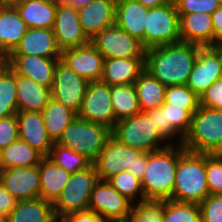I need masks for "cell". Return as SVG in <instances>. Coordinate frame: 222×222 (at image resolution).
<instances>
[{
	"label": "cell",
	"instance_id": "obj_4",
	"mask_svg": "<svg viewBox=\"0 0 222 222\" xmlns=\"http://www.w3.org/2000/svg\"><path fill=\"white\" fill-rule=\"evenodd\" d=\"M182 146L192 153L222 154V109L199 106Z\"/></svg>",
	"mask_w": 222,
	"mask_h": 222
},
{
	"label": "cell",
	"instance_id": "obj_23",
	"mask_svg": "<svg viewBox=\"0 0 222 222\" xmlns=\"http://www.w3.org/2000/svg\"><path fill=\"white\" fill-rule=\"evenodd\" d=\"M179 25L182 42L213 46L212 15L203 12L179 14Z\"/></svg>",
	"mask_w": 222,
	"mask_h": 222
},
{
	"label": "cell",
	"instance_id": "obj_26",
	"mask_svg": "<svg viewBox=\"0 0 222 222\" xmlns=\"http://www.w3.org/2000/svg\"><path fill=\"white\" fill-rule=\"evenodd\" d=\"M40 178V197L54 202L67 185L71 173L64 170L45 156L38 165Z\"/></svg>",
	"mask_w": 222,
	"mask_h": 222
},
{
	"label": "cell",
	"instance_id": "obj_34",
	"mask_svg": "<svg viewBox=\"0 0 222 222\" xmlns=\"http://www.w3.org/2000/svg\"><path fill=\"white\" fill-rule=\"evenodd\" d=\"M17 112L16 73L6 63L0 70V118Z\"/></svg>",
	"mask_w": 222,
	"mask_h": 222
},
{
	"label": "cell",
	"instance_id": "obj_48",
	"mask_svg": "<svg viewBox=\"0 0 222 222\" xmlns=\"http://www.w3.org/2000/svg\"><path fill=\"white\" fill-rule=\"evenodd\" d=\"M17 202L0 182V214L8 216L16 207Z\"/></svg>",
	"mask_w": 222,
	"mask_h": 222
},
{
	"label": "cell",
	"instance_id": "obj_40",
	"mask_svg": "<svg viewBox=\"0 0 222 222\" xmlns=\"http://www.w3.org/2000/svg\"><path fill=\"white\" fill-rule=\"evenodd\" d=\"M160 108L166 110L167 121L181 134L180 144L183 143L184 136L189 132L192 120V114L187 110L164 102Z\"/></svg>",
	"mask_w": 222,
	"mask_h": 222
},
{
	"label": "cell",
	"instance_id": "obj_25",
	"mask_svg": "<svg viewBox=\"0 0 222 222\" xmlns=\"http://www.w3.org/2000/svg\"><path fill=\"white\" fill-rule=\"evenodd\" d=\"M27 30L15 7L0 6V52L5 57L16 48Z\"/></svg>",
	"mask_w": 222,
	"mask_h": 222
},
{
	"label": "cell",
	"instance_id": "obj_11",
	"mask_svg": "<svg viewBox=\"0 0 222 222\" xmlns=\"http://www.w3.org/2000/svg\"><path fill=\"white\" fill-rule=\"evenodd\" d=\"M91 43L104 59L145 58V49L141 42L116 24L97 33L91 38Z\"/></svg>",
	"mask_w": 222,
	"mask_h": 222
},
{
	"label": "cell",
	"instance_id": "obj_24",
	"mask_svg": "<svg viewBox=\"0 0 222 222\" xmlns=\"http://www.w3.org/2000/svg\"><path fill=\"white\" fill-rule=\"evenodd\" d=\"M144 70L145 58L105 59L101 81L110 86L134 84Z\"/></svg>",
	"mask_w": 222,
	"mask_h": 222
},
{
	"label": "cell",
	"instance_id": "obj_27",
	"mask_svg": "<svg viewBox=\"0 0 222 222\" xmlns=\"http://www.w3.org/2000/svg\"><path fill=\"white\" fill-rule=\"evenodd\" d=\"M16 90L18 111L41 112L52 98L51 89L19 74H16Z\"/></svg>",
	"mask_w": 222,
	"mask_h": 222
},
{
	"label": "cell",
	"instance_id": "obj_43",
	"mask_svg": "<svg viewBox=\"0 0 222 222\" xmlns=\"http://www.w3.org/2000/svg\"><path fill=\"white\" fill-rule=\"evenodd\" d=\"M199 208L201 222H222V195H208Z\"/></svg>",
	"mask_w": 222,
	"mask_h": 222
},
{
	"label": "cell",
	"instance_id": "obj_39",
	"mask_svg": "<svg viewBox=\"0 0 222 222\" xmlns=\"http://www.w3.org/2000/svg\"><path fill=\"white\" fill-rule=\"evenodd\" d=\"M109 184L114 187L122 196H125L128 200L132 201L136 197L137 193H141L140 201H144V193L141 187V180L130 173L128 170L119 172L118 174L110 177Z\"/></svg>",
	"mask_w": 222,
	"mask_h": 222
},
{
	"label": "cell",
	"instance_id": "obj_17",
	"mask_svg": "<svg viewBox=\"0 0 222 222\" xmlns=\"http://www.w3.org/2000/svg\"><path fill=\"white\" fill-rule=\"evenodd\" d=\"M60 60L89 82L102 78L105 59L91 42L61 51Z\"/></svg>",
	"mask_w": 222,
	"mask_h": 222
},
{
	"label": "cell",
	"instance_id": "obj_32",
	"mask_svg": "<svg viewBox=\"0 0 222 222\" xmlns=\"http://www.w3.org/2000/svg\"><path fill=\"white\" fill-rule=\"evenodd\" d=\"M41 113L48 136L53 142L60 138L67 125L77 117V113L53 98L48 101Z\"/></svg>",
	"mask_w": 222,
	"mask_h": 222
},
{
	"label": "cell",
	"instance_id": "obj_12",
	"mask_svg": "<svg viewBox=\"0 0 222 222\" xmlns=\"http://www.w3.org/2000/svg\"><path fill=\"white\" fill-rule=\"evenodd\" d=\"M88 83L89 81L79 76L59 59L51 88V97L78 113Z\"/></svg>",
	"mask_w": 222,
	"mask_h": 222
},
{
	"label": "cell",
	"instance_id": "obj_30",
	"mask_svg": "<svg viewBox=\"0 0 222 222\" xmlns=\"http://www.w3.org/2000/svg\"><path fill=\"white\" fill-rule=\"evenodd\" d=\"M44 156L18 139L0 151L1 169L38 166Z\"/></svg>",
	"mask_w": 222,
	"mask_h": 222
},
{
	"label": "cell",
	"instance_id": "obj_7",
	"mask_svg": "<svg viewBox=\"0 0 222 222\" xmlns=\"http://www.w3.org/2000/svg\"><path fill=\"white\" fill-rule=\"evenodd\" d=\"M112 136L124 145L144 153L156 152L172 146L169 143L162 148L157 146L162 139L152 119L145 112L117 121L112 129Z\"/></svg>",
	"mask_w": 222,
	"mask_h": 222
},
{
	"label": "cell",
	"instance_id": "obj_35",
	"mask_svg": "<svg viewBox=\"0 0 222 222\" xmlns=\"http://www.w3.org/2000/svg\"><path fill=\"white\" fill-rule=\"evenodd\" d=\"M48 158L70 173L82 171L92 165V162L85 156L55 142L50 149Z\"/></svg>",
	"mask_w": 222,
	"mask_h": 222
},
{
	"label": "cell",
	"instance_id": "obj_16",
	"mask_svg": "<svg viewBox=\"0 0 222 222\" xmlns=\"http://www.w3.org/2000/svg\"><path fill=\"white\" fill-rule=\"evenodd\" d=\"M60 57L36 55H8L7 65L16 73L49 89L53 86L56 66Z\"/></svg>",
	"mask_w": 222,
	"mask_h": 222
},
{
	"label": "cell",
	"instance_id": "obj_53",
	"mask_svg": "<svg viewBox=\"0 0 222 222\" xmlns=\"http://www.w3.org/2000/svg\"><path fill=\"white\" fill-rule=\"evenodd\" d=\"M6 64V57L0 52V70L5 66Z\"/></svg>",
	"mask_w": 222,
	"mask_h": 222
},
{
	"label": "cell",
	"instance_id": "obj_41",
	"mask_svg": "<svg viewBox=\"0 0 222 222\" xmlns=\"http://www.w3.org/2000/svg\"><path fill=\"white\" fill-rule=\"evenodd\" d=\"M206 180L209 195H222V154H206Z\"/></svg>",
	"mask_w": 222,
	"mask_h": 222
},
{
	"label": "cell",
	"instance_id": "obj_21",
	"mask_svg": "<svg viewBox=\"0 0 222 222\" xmlns=\"http://www.w3.org/2000/svg\"><path fill=\"white\" fill-rule=\"evenodd\" d=\"M9 55H36L39 57H60L53 29L28 28L19 44Z\"/></svg>",
	"mask_w": 222,
	"mask_h": 222
},
{
	"label": "cell",
	"instance_id": "obj_10",
	"mask_svg": "<svg viewBox=\"0 0 222 222\" xmlns=\"http://www.w3.org/2000/svg\"><path fill=\"white\" fill-rule=\"evenodd\" d=\"M77 117L113 129L117 121L112 110L111 86L101 80L89 82Z\"/></svg>",
	"mask_w": 222,
	"mask_h": 222
},
{
	"label": "cell",
	"instance_id": "obj_8",
	"mask_svg": "<svg viewBox=\"0 0 222 222\" xmlns=\"http://www.w3.org/2000/svg\"><path fill=\"white\" fill-rule=\"evenodd\" d=\"M98 181L93 164L87 169L71 173L67 185L52 203L56 218L60 220L67 214L88 209L92 191Z\"/></svg>",
	"mask_w": 222,
	"mask_h": 222
},
{
	"label": "cell",
	"instance_id": "obj_6",
	"mask_svg": "<svg viewBox=\"0 0 222 222\" xmlns=\"http://www.w3.org/2000/svg\"><path fill=\"white\" fill-rule=\"evenodd\" d=\"M111 136L109 127L76 117L55 143L72 149L93 163Z\"/></svg>",
	"mask_w": 222,
	"mask_h": 222
},
{
	"label": "cell",
	"instance_id": "obj_13",
	"mask_svg": "<svg viewBox=\"0 0 222 222\" xmlns=\"http://www.w3.org/2000/svg\"><path fill=\"white\" fill-rule=\"evenodd\" d=\"M108 181L99 180L92 191L88 209L93 210L109 222H125L132 205Z\"/></svg>",
	"mask_w": 222,
	"mask_h": 222
},
{
	"label": "cell",
	"instance_id": "obj_55",
	"mask_svg": "<svg viewBox=\"0 0 222 222\" xmlns=\"http://www.w3.org/2000/svg\"><path fill=\"white\" fill-rule=\"evenodd\" d=\"M0 222H8V216L0 214Z\"/></svg>",
	"mask_w": 222,
	"mask_h": 222
},
{
	"label": "cell",
	"instance_id": "obj_22",
	"mask_svg": "<svg viewBox=\"0 0 222 222\" xmlns=\"http://www.w3.org/2000/svg\"><path fill=\"white\" fill-rule=\"evenodd\" d=\"M148 8L136 0H117L116 25L141 42L144 48V34Z\"/></svg>",
	"mask_w": 222,
	"mask_h": 222
},
{
	"label": "cell",
	"instance_id": "obj_2",
	"mask_svg": "<svg viewBox=\"0 0 222 222\" xmlns=\"http://www.w3.org/2000/svg\"><path fill=\"white\" fill-rule=\"evenodd\" d=\"M179 143L177 149H165L148 153V165L141 179L145 200H172L178 158L185 152Z\"/></svg>",
	"mask_w": 222,
	"mask_h": 222
},
{
	"label": "cell",
	"instance_id": "obj_45",
	"mask_svg": "<svg viewBox=\"0 0 222 222\" xmlns=\"http://www.w3.org/2000/svg\"><path fill=\"white\" fill-rule=\"evenodd\" d=\"M19 139L16 115L0 118V151Z\"/></svg>",
	"mask_w": 222,
	"mask_h": 222
},
{
	"label": "cell",
	"instance_id": "obj_46",
	"mask_svg": "<svg viewBox=\"0 0 222 222\" xmlns=\"http://www.w3.org/2000/svg\"><path fill=\"white\" fill-rule=\"evenodd\" d=\"M199 106L209 109H222V77L199 96Z\"/></svg>",
	"mask_w": 222,
	"mask_h": 222
},
{
	"label": "cell",
	"instance_id": "obj_36",
	"mask_svg": "<svg viewBox=\"0 0 222 222\" xmlns=\"http://www.w3.org/2000/svg\"><path fill=\"white\" fill-rule=\"evenodd\" d=\"M164 215L165 200L138 201L125 222H163Z\"/></svg>",
	"mask_w": 222,
	"mask_h": 222
},
{
	"label": "cell",
	"instance_id": "obj_38",
	"mask_svg": "<svg viewBox=\"0 0 222 222\" xmlns=\"http://www.w3.org/2000/svg\"><path fill=\"white\" fill-rule=\"evenodd\" d=\"M165 102L187 109L192 115L199 108V97L187 85L168 86L165 91Z\"/></svg>",
	"mask_w": 222,
	"mask_h": 222
},
{
	"label": "cell",
	"instance_id": "obj_52",
	"mask_svg": "<svg viewBox=\"0 0 222 222\" xmlns=\"http://www.w3.org/2000/svg\"><path fill=\"white\" fill-rule=\"evenodd\" d=\"M24 0H0V6L15 7L17 4L22 3Z\"/></svg>",
	"mask_w": 222,
	"mask_h": 222
},
{
	"label": "cell",
	"instance_id": "obj_50",
	"mask_svg": "<svg viewBox=\"0 0 222 222\" xmlns=\"http://www.w3.org/2000/svg\"><path fill=\"white\" fill-rule=\"evenodd\" d=\"M140 2L144 7L153 8L161 5L172 3L173 0H136Z\"/></svg>",
	"mask_w": 222,
	"mask_h": 222
},
{
	"label": "cell",
	"instance_id": "obj_29",
	"mask_svg": "<svg viewBox=\"0 0 222 222\" xmlns=\"http://www.w3.org/2000/svg\"><path fill=\"white\" fill-rule=\"evenodd\" d=\"M52 202L41 197L18 201L8 215V222H57Z\"/></svg>",
	"mask_w": 222,
	"mask_h": 222
},
{
	"label": "cell",
	"instance_id": "obj_15",
	"mask_svg": "<svg viewBox=\"0 0 222 222\" xmlns=\"http://www.w3.org/2000/svg\"><path fill=\"white\" fill-rule=\"evenodd\" d=\"M53 32L61 51L91 42L80 24L78 10L68 4L57 5Z\"/></svg>",
	"mask_w": 222,
	"mask_h": 222
},
{
	"label": "cell",
	"instance_id": "obj_33",
	"mask_svg": "<svg viewBox=\"0 0 222 222\" xmlns=\"http://www.w3.org/2000/svg\"><path fill=\"white\" fill-rule=\"evenodd\" d=\"M111 103L116 121L132 117L141 112L134 84L112 85Z\"/></svg>",
	"mask_w": 222,
	"mask_h": 222
},
{
	"label": "cell",
	"instance_id": "obj_42",
	"mask_svg": "<svg viewBox=\"0 0 222 222\" xmlns=\"http://www.w3.org/2000/svg\"><path fill=\"white\" fill-rule=\"evenodd\" d=\"M178 14L212 13L221 6L217 0H173Z\"/></svg>",
	"mask_w": 222,
	"mask_h": 222
},
{
	"label": "cell",
	"instance_id": "obj_37",
	"mask_svg": "<svg viewBox=\"0 0 222 222\" xmlns=\"http://www.w3.org/2000/svg\"><path fill=\"white\" fill-rule=\"evenodd\" d=\"M163 222H201L199 204L165 200Z\"/></svg>",
	"mask_w": 222,
	"mask_h": 222
},
{
	"label": "cell",
	"instance_id": "obj_3",
	"mask_svg": "<svg viewBox=\"0 0 222 222\" xmlns=\"http://www.w3.org/2000/svg\"><path fill=\"white\" fill-rule=\"evenodd\" d=\"M208 195L206 154L185 151L178 158L172 200L200 204Z\"/></svg>",
	"mask_w": 222,
	"mask_h": 222
},
{
	"label": "cell",
	"instance_id": "obj_5",
	"mask_svg": "<svg viewBox=\"0 0 222 222\" xmlns=\"http://www.w3.org/2000/svg\"><path fill=\"white\" fill-rule=\"evenodd\" d=\"M92 164L99 180L107 181L124 170H128L141 180L148 165V153L128 147L111 136Z\"/></svg>",
	"mask_w": 222,
	"mask_h": 222
},
{
	"label": "cell",
	"instance_id": "obj_51",
	"mask_svg": "<svg viewBox=\"0 0 222 222\" xmlns=\"http://www.w3.org/2000/svg\"><path fill=\"white\" fill-rule=\"evenodd\" d=\"M92 0H69L68 5L76 8L77 10L87 6Z\"/></svg>",
	"mask_w": 222,
	"mask_h": 222
},
{
	"label": "cell",
	"instance_id": "obj_47",
	"mask_svg": "<svg viewBox=\"0 0 222 222\" xmlns=\"http://www.w3.org/2000/svg\"><path fill=\"white\" fill-rule=\"evenodd\" d=\"M61 222H109L91 209L67 214L61 218Z\"/></svg>",
	"mask_w": 222,
	"mask_h": 222
},
{
	"label": "cell",
	"instance_id": "obj_18",
	"mask_svg": "<svg viewBox=\"0 0 222 222\" xmlns=\"http://www.w3.org/2000/svg\"><path fill=\"white\" fill-rule=\"evenodd\" d=\"M0 182L17 201L40 197L38 166L2 169Z\"/></svg>",
	"mask_w": 222,
	"mask_h": 222
},
{
	"label": "cell",
	"instance_id": "obj_54",
	"mask_svg": "<svg viewBox=\"0 0 222 222\" xmlns=\"http://www.w3.org/2000/svg\"><path fill=\"white\" fill-rule=\"evenodd\" d=\"M52 2H54L56 5H64V4H68L69 0H51Z\"/></svg>",
	"mask_w": 222,
	"mask_h": 222
},
{
	"label": "cell",
	"instance_id": "obj_44",
	"mask_svg": "<svg viewBox=\"0 0 222 222\" xmlns=\"http://www.w3.org/2000/svg\"><path fill=\"white\" fill-rule=\"evenodd\" d=\"M147 116L152 119L154 127L157 129V133L162 140L172 137V135L178 133L167 121L166 110L154 108L145 111Z\"/></svg>",
	"mask_w": 222,
	"mask_h": 222
},
{
	"label": "cell",
	"instance_id": "obj_14",
	"mask_svg": "<svg viewBox=\"0 0 222 222\" xmlns=\"http://www.w3.org/2000/svg\"><path fill=\"white\" fill-rule=\"evenodd\" d=\"M221 77L222 46H205L198 52L186 85L199 97Z\"/></svg>",
	"mask_w": 222,
	"mask_h": 222
},
{
	"label": "cell",
	"instance_id": "obj_49",
	"mask_svg": "<svg viewBox=\"0 0 222 222\" xmlns=\"http://www.w3.org/2000/svg\"><path fill=\"white\" fill-rule=\"evenodd\" d=\"M213 46H222V5L212 13Z\"/></svg>",
	"mask_w": 222,
	"mask_h": 222
},
{
	"label": "cell",
	"instance_id": "obj_20",
	"mask_svg": "<svg viewBox=\"0 0 222 222\" xmlns=\"http://www.w3.org/2000/svg\"><path fill=\"white\" fill-rule=\"evenodd\" d=\"M117 0H92L78 10L80 24L91 39L103 29L116 23Z\"/></svg>",
	"mask_w": 222,
	"mask_h": 222
},
{
	"label": "cell",
	"instance_id": "obj_28",
	"mask_svg": "<svg viewBox=\"0 0 222 222\" xmlns=\"http://www.w3.org/2000/svg\"><path fill=\"white\" fill-rule=\"evenodd\" d=\"M15 8L28 28L53 29L57 5L51 0H24Z\"/></svg>",
	"mask_w": 222,
	"mask_h": 222
},
{
	"label": "cell",
	"instance_id": "obj_1",
	"mask_svg": "<svg viewBox=\"0 0 222 222\" xmlns=\"http://www.w3.org/2000/svg\"><path fill=\"white\" fill-rule=\"evenodd\" d=\"M203 46L178 42L145 50V70L164 86L186 85Z\"/></svg>",
	"mask_w": 222,
	"mask_h": 222
},
{
	"label": "cell",
	"instance_id": "obj_31",
	"mask_svg": "<svg viewBox=\"0 0 222 222\" xmlns=\"http://www.w3.org/2000/svg\"><path fill=\"white\" fill-rule=\"evenodd\" d=\"M134 86L136 88L141 112L159 108L165 102V91L167 87L147 70H144L140 74Z\"/></svg>",
	"mask_w": 222,
	"mask_h": 222
},
{
	"label": "cell",
	"instance_id": "obj_9",
	"mask_svg": "<svg viewBox=\"0 0 222 222\" xmlns=\"http://www.w3.org/2000/svg\"><path fill=\"white\" fill-rule=\"evenodd\" d=\"M180 38L179 14L174 1L148 8L144 34V49L178 43Z\"/></svg>",
	"mask_w": 222,
	"mask_h": 222
},
{
	"label": "cell",
	"instance_id": "obj_19",
	"mask_svg": "<svg viewBox=\"0 0 222 222\" xmlns=\"http://www.w3.org/2000/svg\"><path fill=\"white\" fill-rule=\"evenodd\" d=\"M19 139L36 149L44 157L49 155L54 142L48 136L42 113L39 111H18Z\"/></svg>",
	"mask_w": 222,
	"mask_h": 222
}]
</instances>
